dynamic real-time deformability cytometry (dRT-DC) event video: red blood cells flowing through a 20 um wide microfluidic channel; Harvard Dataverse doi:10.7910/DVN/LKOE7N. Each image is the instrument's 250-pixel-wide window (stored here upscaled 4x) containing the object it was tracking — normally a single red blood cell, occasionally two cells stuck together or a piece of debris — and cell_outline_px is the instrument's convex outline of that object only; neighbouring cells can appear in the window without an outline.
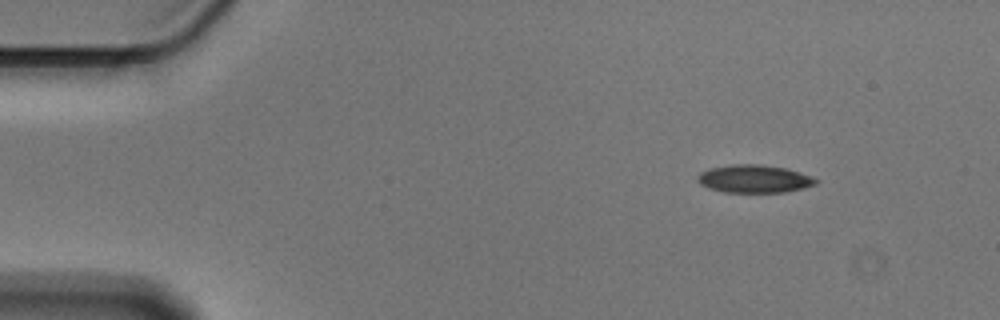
{"species": "Egyptian fruit bat (a non-hibernating species)", "species_latin": "Rousettus aegyptiacus", "temperature_condition": "cold", "stored_images_in_passage": 50, "camera_frame_rate_fps": 3000, "um_per_image_px": 0.085, "animal": {"sex": "male"}, "frame": {"image": 1, "passage_image": 1, "time_ms": 0.0, "image_size_px": [1000, 320], "cell_outline_px": [[820, 180], [816, 184], [804, 188], [784, 192], [724, 192], [708, 188], [700, 184], [696, 180], [696, 176], [700, 172], [708, 168], [732, 164], [760, 164], [784, 168], [800, 172], [812, 176]], "centroid_in_image_um": [64.09, 15.2], "position_along_channel_um": 20.9, "area_um2": 19.42}}
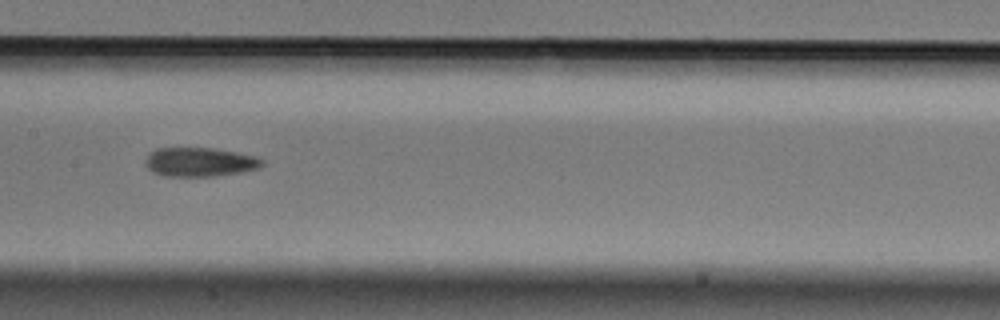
{"frame": {"image": 2, "passage_image": 22, "time_ms": 7.0, "image_size_px": [1000, 320], "cell_outline_px": [[264, 164], [260, 168], [244, 172], [216, 176], [164, 176], [152, 172], [144, 164], [144, 160], [156, 148], [212, 148], [236, 152], [256, 156], [264, 160]], "centroid_in_image_um": [17.01, 13.78], "position_along_channel_um": 190.4, "area_um2": 19.94}}
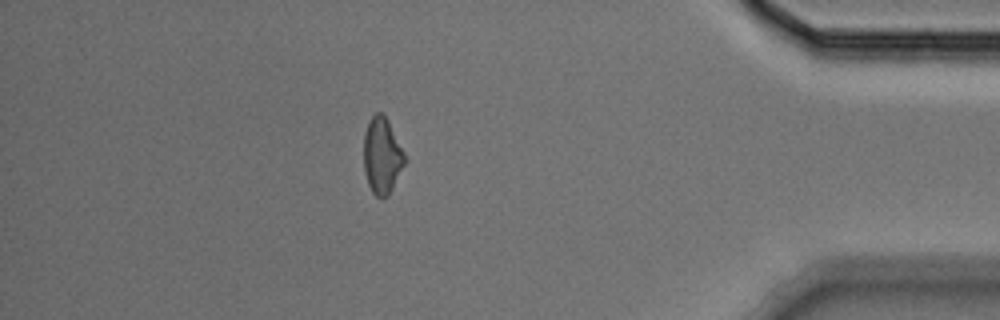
{"frame": {"image": 3, "passage_image": 43, "time_ms": 14.0, "image_size_px": [1000, 320], "cell_outline_px": [[404, 164], [388, 196], [376, 196], [372, 192], [368, 184], [364, 172], [364, 132], [372, 116], [376, 112], [380, 112], [388, 120], [404, 152]], "centroid_in_image_um": [32.45, 13.22], "position_along_channel_um": 402.8, "area_um2": 17.86}, "authors_computed_cell_mechanics": {"area_um2": 19.3052, "velocity_mm_per_s": 3.6013, "shape_relaxation_time_tau1_ms": 6.4574, "shape_relaxation_time_tau2_ms": 7.4199, "deformation_change_tau1": 0.1448, "deformation_change_tau2": 0.1619}}